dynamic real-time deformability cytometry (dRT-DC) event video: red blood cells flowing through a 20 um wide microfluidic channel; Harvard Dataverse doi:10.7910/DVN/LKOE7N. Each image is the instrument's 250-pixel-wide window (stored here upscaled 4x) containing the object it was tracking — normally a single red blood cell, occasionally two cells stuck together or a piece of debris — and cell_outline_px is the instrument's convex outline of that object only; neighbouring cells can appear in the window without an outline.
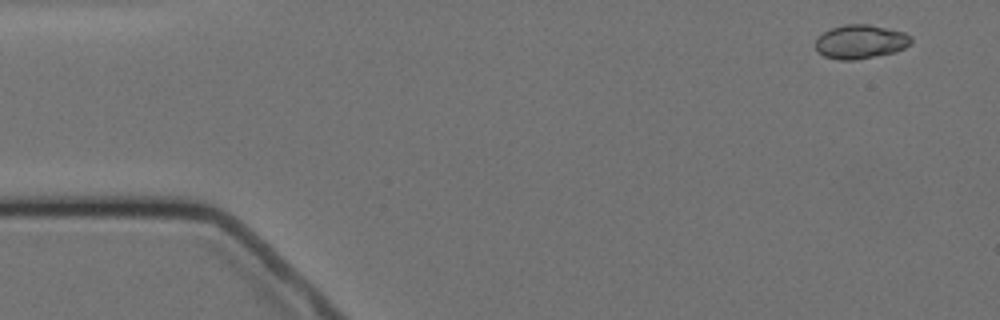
{"species": "Egyptian fruit bat (a non-hibernating species)", "species_latin": "Rousettus aegyptiacus", "temperature_condition": "cold", "stored_images_in_passage": 9, "camera_frame_rate_fps": 3000, "um_per_image_px": 0.085, "animal": {"sex": "female"}, "frame": {"image": 1, "passage_image": 2, "time_ms": 1.0, "image_size_px": [1000, 320], "cell_outline_px": [[912, 40], [904, 48], [896, 52], [852, 60], [840, 60], [824, 56], [816, 52], [816, 36], [832, 28], [844, 24], [868, 24], [904, 32], [912, 36]], "centroid_in_image_um": [73.12, 3.54], "position_along_channel_um": 11.9, "area_um2": 18.9}}
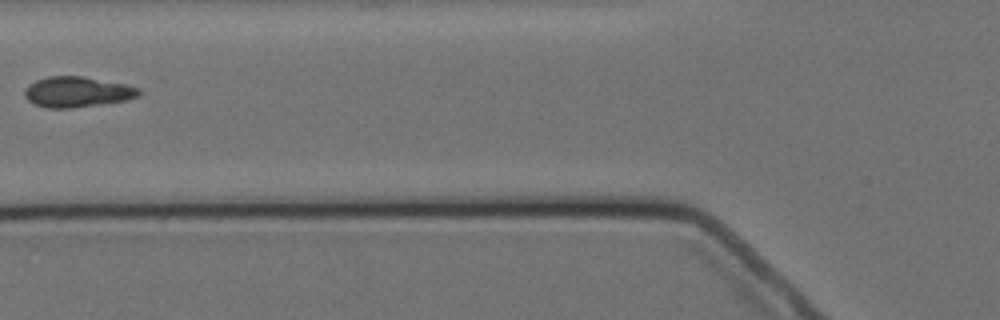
{"frame": {"image": 2, "passage_image": 7, "time_ms": 7.0, "image_size_px": [1000, 320], "cell_outline_px": [[140, 96], [128, 100], [72, 108], [48, 108], [36, 104], [28, 100], [24, 96], [24, 88], [28, 84], [36, 80], [48, 76], [84, 76], [124, 84], [140, 88]], "centroid_in_image_um": [6.56, 7.81], "position_along_channel_um": 119.2, "area_um2": 20.4}}
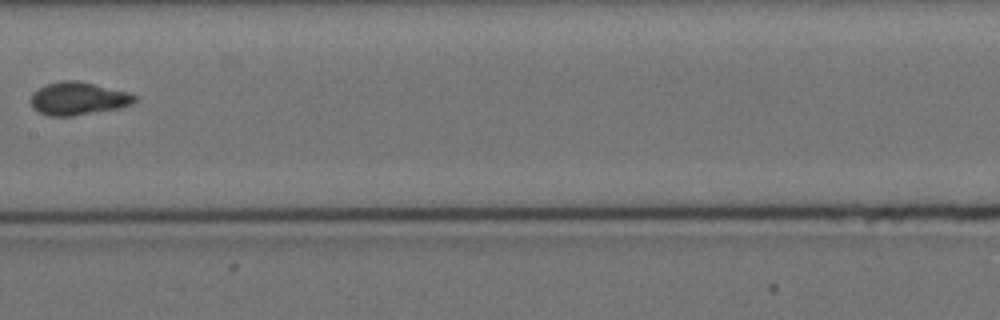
{"frame": {"image": 3, "passage_image": 9, "time_ms": 9.333, "image_size_px": [1000, 320], "cell_outline_px": [[136, 100], [132, 104], [120, 108], [72, 116], [48, 116], [32, 108], [32, 92], [48, 84], [64, 80], [76, 80], [128, 92], [136, 96]], "centroid_in_image_um": [6.65, 8.39], "position_along_channel_um": 200.7, "area_um2": 19.71}}